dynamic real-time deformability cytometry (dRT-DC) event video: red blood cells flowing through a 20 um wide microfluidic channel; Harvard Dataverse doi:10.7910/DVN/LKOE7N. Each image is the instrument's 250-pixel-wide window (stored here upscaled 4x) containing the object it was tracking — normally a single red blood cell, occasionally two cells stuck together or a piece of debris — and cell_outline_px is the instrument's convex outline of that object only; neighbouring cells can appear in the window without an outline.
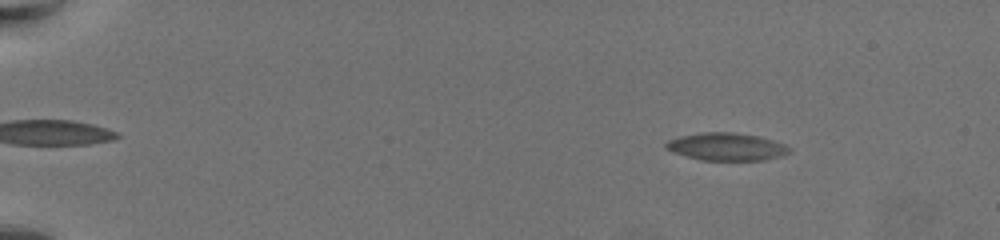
{"species": "common noctule bat (a hibernating species)", "species_latin": "Nyctalus noctula", "temperature_condition": "warm", "stored_images_in_passage": 61, "camera_frame_rate_fps": 3000, "um_per_image_px": 0.085, "animal": {"sex": "female", "body_mass_g": 19.5, "forearm_length_mm": 54.1}, "frame": {"image": 1, "passage_image": 6, "time_ms": 1.667, "image_size_px": [1000, 240], "cell_outline_px": [[788, 152], [764, 160], [704, 160], [688, 156], [676, 152], [668, 148], [664, 144], [668, 140], [684, 136], [708, 132], [728, 132], [756, 136], [780, 144], [788, 148]], "centroid_in_image_um": [61.7, 12.47], "position_along_channel_um": 23.3, "area_um2": 18.73}}
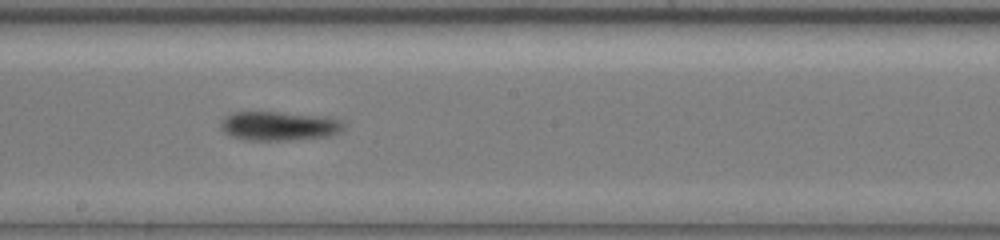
{"frame": {"image": 2, "passage_image": 36, "time_ms": 11.667, "image_size_px": [1000, 240], "cell_outline_px": [[340, 128], [336, 132], [320, 136], [280, 140], [252, 140], [236, 136], [228, 132], [224, 128], [224, 120], [232, 112], [272, 112], [336, 120], [340, 124]], "centroid_in_image_um": [23.59, 10.71], "position_along_channel_um": 224.6, "area_um2": 18.67}}
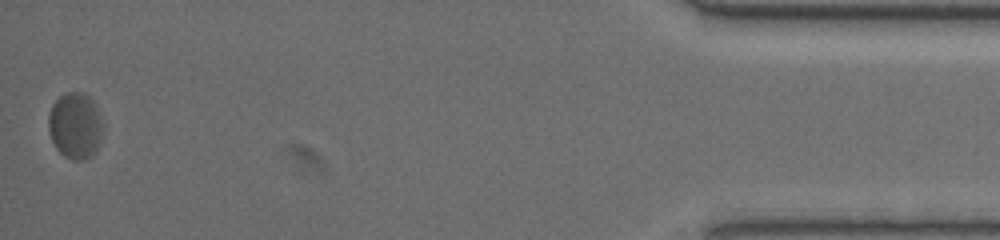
{"frame": {"image": 3, "passage_image": 61, "time_ms": 20.0, "image_size_px": [1000, 240], "cell_outline_px": [[100, 140], [92, 156], [84, 160], [72, 160], [64, 156], [56, 148], [52, 140], [48, 128], [48, 116], [52, 104], [60, 96], [68, 92], [80, 92], [88, 96], [96, 112], [100, 124]], "centroid_in_image_um": [6.32, 10.71], "position_along_channel_um": 428.9, "area_um2": 20.29}, "authors_computed_cell_mechanics": {"area_um2": 18.6694, "velocity_mm_per_s": 3.3524, "shape_relaxation_time_tau1_ms": 4.9, "shape_relaxation_time_tau2_ms": 1.8072, "deformation_change_tau1": 0.1237, "deformation_change_tau2": 0.0669}}